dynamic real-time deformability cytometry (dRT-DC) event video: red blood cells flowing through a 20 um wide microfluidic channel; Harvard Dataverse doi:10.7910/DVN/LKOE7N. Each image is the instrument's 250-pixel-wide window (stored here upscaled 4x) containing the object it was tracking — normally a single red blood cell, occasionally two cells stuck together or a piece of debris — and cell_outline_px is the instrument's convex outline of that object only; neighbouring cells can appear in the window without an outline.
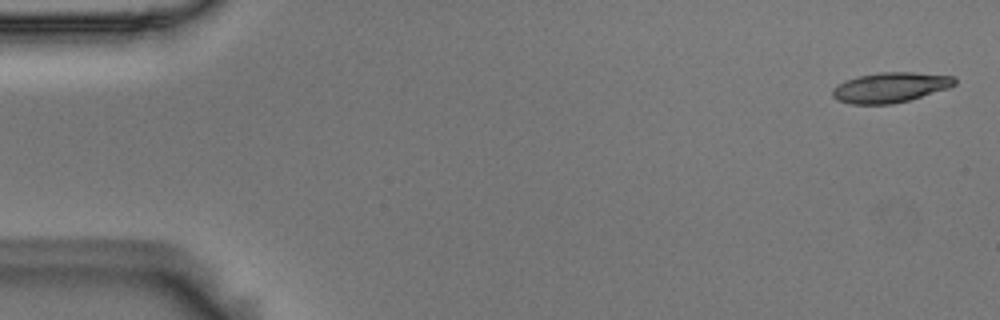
{"species": "Egyptian fruit bat (a non-hibernating species)", "species_latin": "Rousettus aegyptiacus", "temperature_condition": "room temperature", "stored_images_in_passage": 5, "camera_frame_rate_fps": 3000, "um_per_image_px": 0.085, "animal": {"sex": "male"}, "frame": {"image": 1, "passage_image": 1, "time_ms": 0.0, "image_size_px": [1000, 320], "cell_outline_px": [[956, 84], [948, 88], [908, 100], [892, 104], [852, 104], [836, 100], [832, 96], [832, 88], [844, 80], [860, 76], [880, 72], [912, 72], [956, 76]], "centroid_in_image_um": [75.66, 7.43], "position_along_channel_um": 9.3, "area_um2": 21.44}}
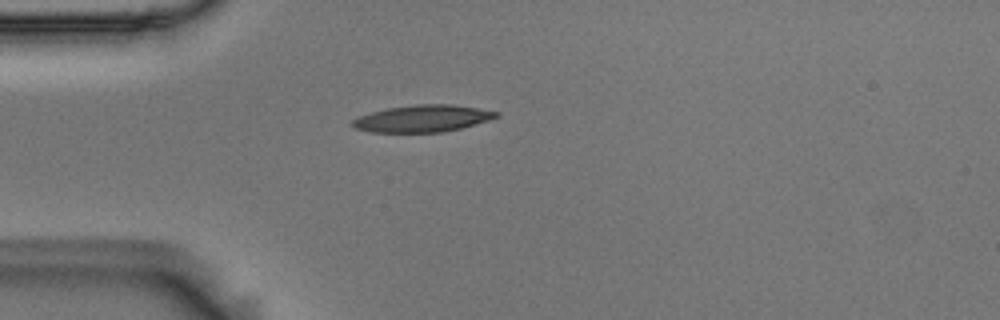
{"frame": {"image": 2, "passage_image": 5, "time_ms": 1.333, "image_size_px": [1000, 320], "cell_outline_px": [[500, 116], [488, 120], [460, 128], [444, 132], [372, 132], [356, 128], [352, 124], [352, 120], [360, 116], [372, 112], [388, 108], [416, 104], [452, 104], [500, 112]], "centroid_in_image_um": [35.94, 10.07], "position_along_channel_um": 49.1, "area_um2": 22.31}}